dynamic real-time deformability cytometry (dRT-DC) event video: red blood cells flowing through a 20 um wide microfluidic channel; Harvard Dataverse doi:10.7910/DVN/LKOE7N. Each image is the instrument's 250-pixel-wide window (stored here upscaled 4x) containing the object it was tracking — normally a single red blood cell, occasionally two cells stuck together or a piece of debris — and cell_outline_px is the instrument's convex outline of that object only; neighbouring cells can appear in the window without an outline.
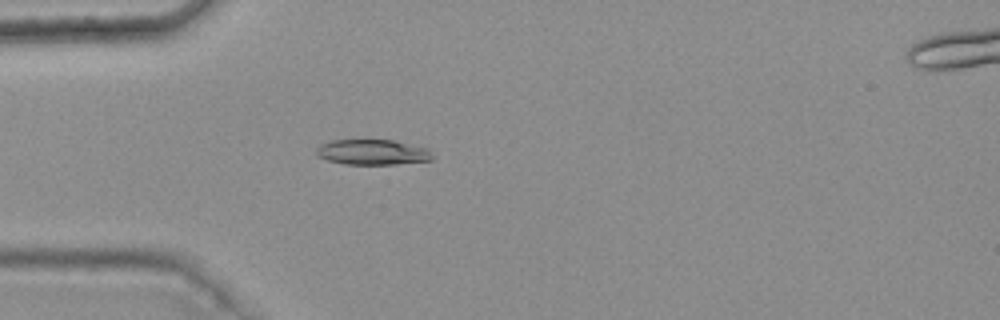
{"species": "common noctule bat (a hibernating species)", "species_latin": "Nyctalus noctula", "temperature_condition": "warm", "stored_images_in_passage": 3, "camera_frame_rate_fps": 3000, "um_per_image_px": 0.085, "animal": {"sex": "female", "body_mass_g": 25.1}, "frame": {"image": 1, "passage_image": 3, "time_ms": 0.667, "image_size_px": [1000, 320], "cell_outline_px": [[432, 160], [396, 164], [344, 164], [328, 160], [316, 156], [316, 148], [320, 144], [332, 140], [392, 140], [428, 148], [432, 156]], "centroid_in_image_um": [31.63, 12.93], "position_along_channel_um": 53.4, "area_um2": 17.11}}